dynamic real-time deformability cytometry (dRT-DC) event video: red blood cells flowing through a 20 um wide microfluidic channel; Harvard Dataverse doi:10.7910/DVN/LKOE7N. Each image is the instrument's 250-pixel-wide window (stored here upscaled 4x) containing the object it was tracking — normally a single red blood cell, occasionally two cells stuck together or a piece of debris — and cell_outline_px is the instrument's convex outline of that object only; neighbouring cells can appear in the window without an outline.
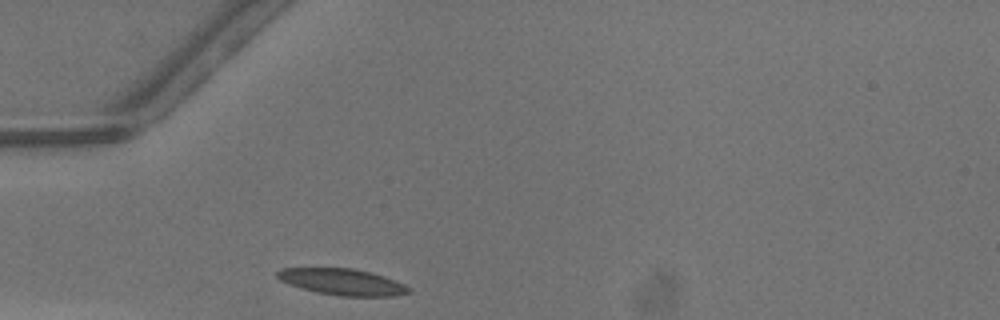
{"species": "common noctule bat (a hibernating species)", "species_latin": "Nyctalus noctula", "temperature_condition": "warm", "stored_images_in_passage": 24, "camera_frame_rate_fps": 3000, "um_per_image_px": 0.085, "animal": {"sex": "male", "body_mass_g": 13.3}, "frame": {"image": 1, "passage_image": 1, "time_ms": 0.0, "image_size_px": [1000, 320], "cell_outline_px": [[408, 292], [396, 296], [340, 296], [316, 292], [300, 288], [280, 280], [276, 276], [276, 272], [280, 268], [352, 268], [384, 276], [404, 284], [408, 288]], "centroid_in_image_um": [29.05, 23.96], "position_along_channel_um": 56.0, "area_um2": 20.0}}
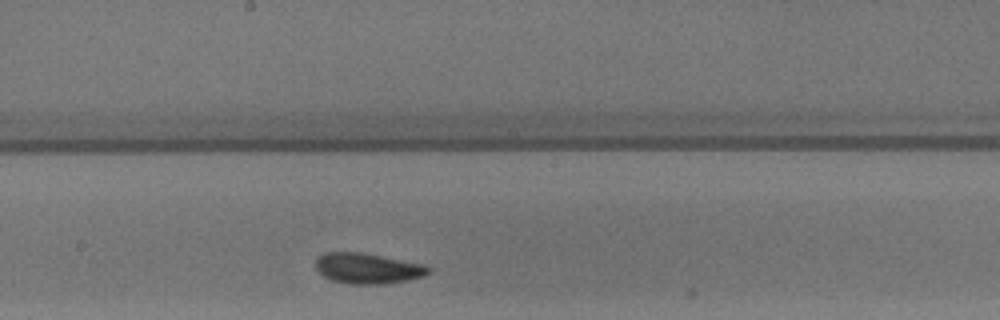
{"frame": {"image": 2, "passage_image": 13, "time_ms": 4.0, "image_size_px": [1000, 320], "cell_outline_px": [[432, 268], [424, 276], [408, 280], [384, 284], [348, 284], [332, 280], [316, 272], [316, 260], [324, 252], [360, 252], [424, 264]], "centroid_in_image_um": [31.24, 22.82], "position_along_channel_um": 217.0, "area_um2": 20.11}}
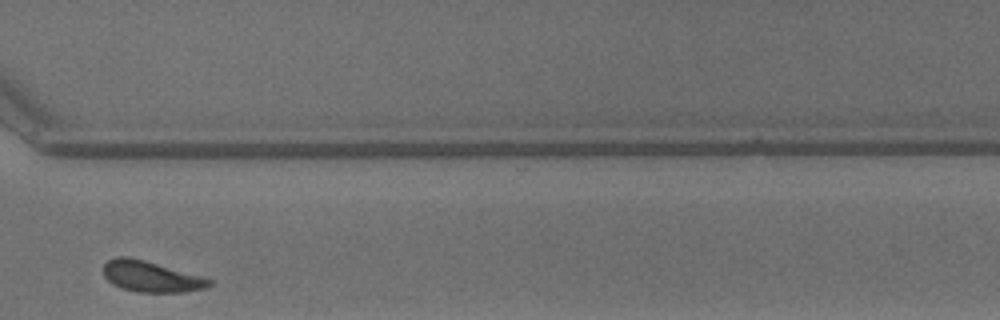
{"frame": {"image": 3, "passage_image": 23, "time_ms": 7.333, "image_size_px": [1000, 320], "cell_outline_px": [[212, 284], [208, 288], [184, 292], [136, 292], [120, 288], [112, 284], [104, 276], [104, 264], [108, 260], [116, 256], [128, 256], [144, 260], [200, 276], [212, 280]], "centroid_in_image_um": [12.82, 23.51], "position_along_channel_um": 357.8, "area_um2": 19.02}, "authors_computed_cell_mechanics": {"area_um2": 19.5075, "velocity_mm_per_s": 4.2329, "shape_relaxation_time_tau1_ms": 3.0197, "shape_relaxation_time_tau2_ms": 2.9179, "deformation_change_tau1": 0.1193, "deformation_change_tau2": 0.0968}}